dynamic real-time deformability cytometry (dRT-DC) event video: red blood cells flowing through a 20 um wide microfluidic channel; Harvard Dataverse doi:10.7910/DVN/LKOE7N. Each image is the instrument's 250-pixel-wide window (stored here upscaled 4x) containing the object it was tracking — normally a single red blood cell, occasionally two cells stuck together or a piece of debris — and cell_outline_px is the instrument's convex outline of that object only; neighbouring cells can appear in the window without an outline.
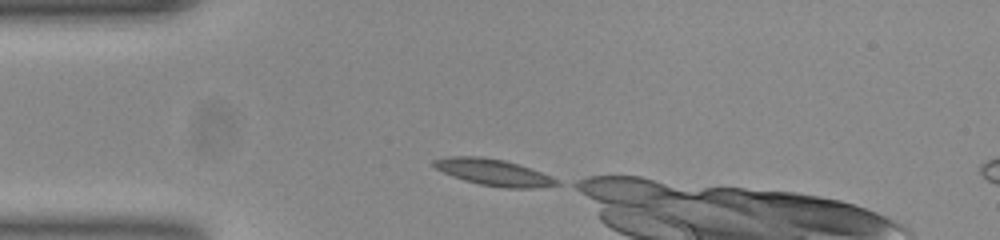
{"species": "common noctule bat (a hibernating species)", "species_latin": "Nyctalus noctula", "temperature_condition": "room temperature", "stored_images_in_passage": 11, "camera_frame_rate_fps": 3000, "um_per_image_px": 0.085, "animal": {"sex": "female", "body_mass_g": 23.0, "forearm_length_mm": 53.4}, "frame": {"image": 1, "passage_image": 1, "time_ms": 0.0, "image_size_px": [1000, 240], "cell_outline_px": [[560, 184], [532, 188], [504, 188], [480, 184], [464, 180], [452, 176], [436, 168], [432, 164], [432, 160], [448, 156], [480, 156], [504, 160], [552, 176], [560, 180]], "centroid_in_image_um": [41.93, 14.65], "position_along_channel_um": 43.1, "area_um2": 18.79}}
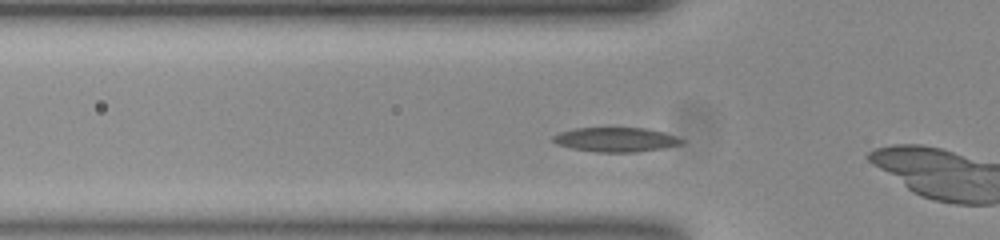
{"frame": {"image": 2, "passage_image": 5, "time_ms": 1.333, "image_size_px": [1000, 240], "cell_outline_px": [[684, 140], [680, 144], [660, 148], [636, 152], [596, 152], [572, 148], [556, 144], [552, 140], [552, 136], [560, 132], [576, 128], [644, 128], [664, 132], [676, 136]], "centroid_in_image_um": [52.31, 11.86], "position_along_channel_um": 73.5, "area_um2": 18.09}}
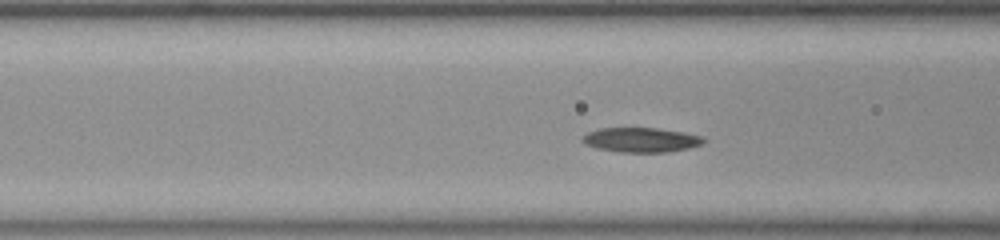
{"frame": {"image": 3, "passage_image": 8, "time_ms": 2.333, "image_size_px": [1000, 240], "cell_outline_px": [[708, 140], [704, 144], [688, 148], [668, 152], [620, 152], [596, 148], [584, 144], [580, 140], [588, 132], [600, 128], [656, 128], [684, 132], [704, 136]], "centroid_in_image_um": [54.53, 11.89], "position_along_channel_um": 112.1, "area_um2": 17.57}}